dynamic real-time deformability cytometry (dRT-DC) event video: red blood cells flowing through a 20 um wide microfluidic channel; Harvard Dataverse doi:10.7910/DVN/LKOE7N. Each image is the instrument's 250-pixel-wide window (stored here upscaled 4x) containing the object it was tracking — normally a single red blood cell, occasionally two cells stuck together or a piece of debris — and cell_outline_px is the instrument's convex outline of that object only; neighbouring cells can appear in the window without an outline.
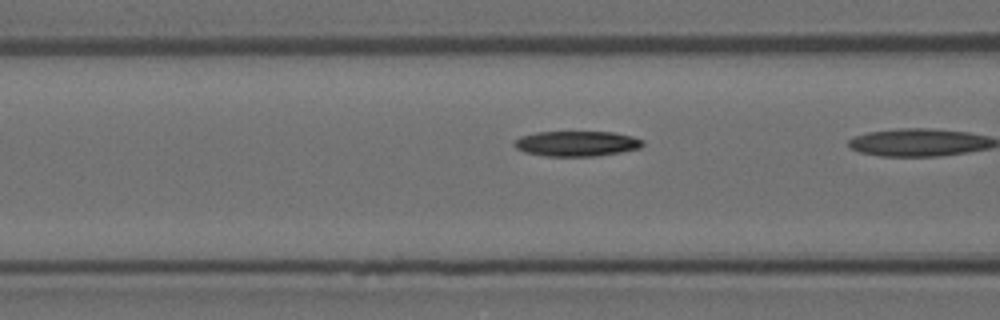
{"species": "Egyptian fruit bat (a non-hibernating species)", "species_latin": "Rousettus aegyptiacus", "temperature_condition": "room temperature", "stored_images_in_passage": 21, "segment_of_instrument_passage": [2, 2], "camera_frame_rate_fps": 3000, "um_per_image_px": 0.085, "animal": {"sex": "female"}, "frame": {"image": 1, "passage_image": 19, "time_ms": 6.0, "image_size_px": [1000, 320], "cell_outline_px": [[644, 144], [640, 148], [620, 152], [596, 156], [544, 156], [524, 152], [516, 148], [512, 144], [520, 136], [536, 132], [612, 132], [632, 136], [644, 140]], "centroid_in_image_um": [49.0, 12.2], "position_along_channel_um": 117.6, "area_um2": 18.96}}